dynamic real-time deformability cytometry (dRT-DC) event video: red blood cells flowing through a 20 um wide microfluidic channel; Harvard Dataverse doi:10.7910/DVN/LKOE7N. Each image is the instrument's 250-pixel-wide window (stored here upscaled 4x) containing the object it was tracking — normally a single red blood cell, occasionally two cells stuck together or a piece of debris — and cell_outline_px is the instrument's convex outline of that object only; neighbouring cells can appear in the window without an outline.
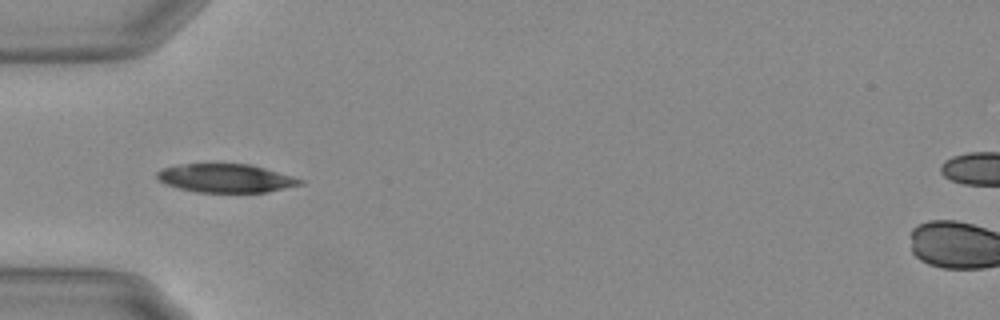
{"species": "Egyptian fruit bat (a non-hibernating species)", "species_latin": "Rousettus aegyptiacus", "temperature_condition": "warm", "stored_images_in_passage": 27, "camera_frame_rate_fps": 3000, "um_per_image_px": 0.085, "animal": {"sex": "female"}, "frame": {"image": 1, "passage_image": 5, "time_ms": 1.333, "image_size_px": [1000, 320], "cell_outline_px": [[304, 184], [268, 192], [196, 192], [164, 184], [156, 180], [156, 172], [164, 168], [180, 164], [252, 164], [292, 176], [304, 180]], "centroid_in_image_um": [19.19, 15.15], "position_along_channel_um": 65.8, "area_um2": 23.87}}
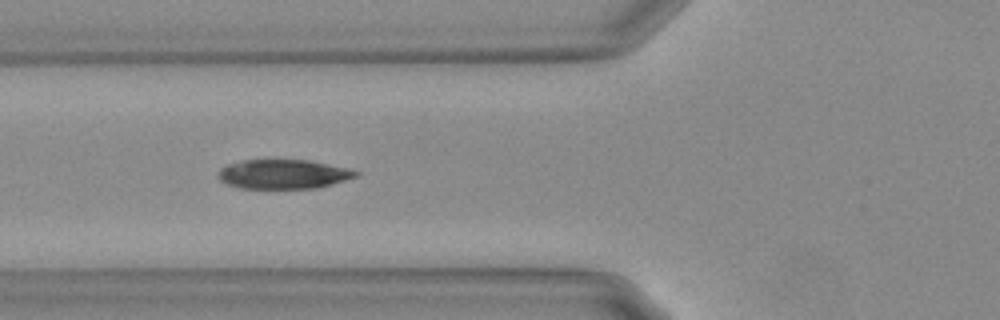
{"frame": {"image": 2, "passage_image": 8, "time_ms": 2.333, "image_size_px": [1000, 320], "cell_outline_px": [[360, 176], [332, 184], [316, 188], [240, 188], [228, 184], [220, 180], [216, 176], [220, 168], [228, 164], [244, 160], [308, 160], [348, 168], [360, 172]], "centroid_in_image_um": [24.1, 14.8], "position_along_channel_um": 101.7, "area_um2": 23.52}}
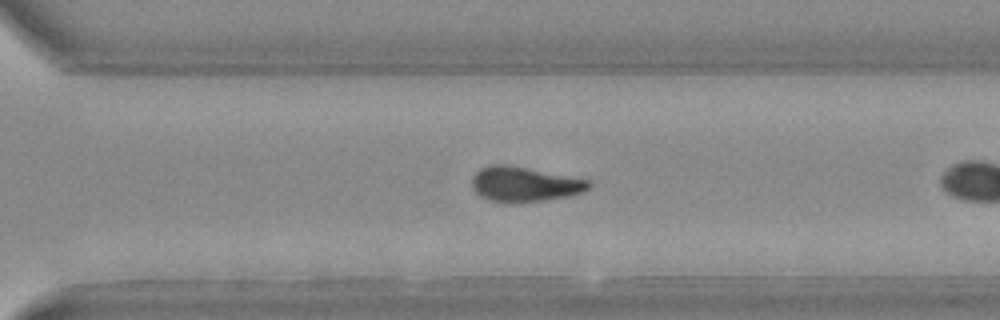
{"frame": {"image": 3, "passage_image": 23, "time_ms": 7.333, "image_size_px": [1000, 320], "cell_outline_px": [[592, 188], [584, 192], [572, 196], [544, 200], [504, 204], [488, 200], [480, 196], [472, 188], [472, 176], [480, 168], [492, 164], [504, 164], [592, 180]], "centroid_in_image_um": [44.61, 15.68], "position_along_channel_um": 326.0, "area_um2": 24.22}}